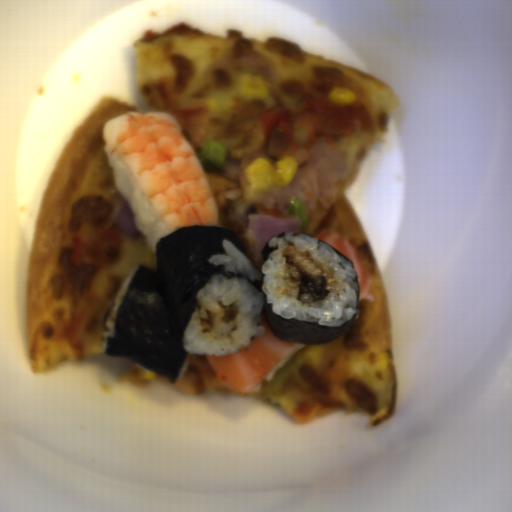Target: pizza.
<instances>
[{"mask_svg": "<svg viewBox=\"0 0 512 512\" xmlns=\"http://www.w3.org/2000/svg\"><path fill=\"white\" fill-rule=\"evenodd\" d=\"M134 79L148 112H165L198 159L208 141L227 151L220 170H202L218 207L219 226L237 232L246 251L251 245L248 218L272 213L287 218L293 198L306 206L299 235L316 237L328 229L359 255L375 296L359 299L350 329L334 342L306 345L279 368L261 391L248 398L275 405L294 423L330 412H349L378 428L394 414L397 397L394 345L379 268L363 228L347 200L372 145L396 116V92L372 74L340 61L305 52L279 37L258 40L230 29L226 36L176 23L163 32L146 31L133 49ZM242 74H260L269 96L249 100L240 93ZM334 87L353 91L370 109L373 124L333 144H312L306 166L288 186L270 187L257 202L244 199L243 170L261 154L259 116L267 108L304 109L308 100L328 98ZM200 392L236 394L216 374Z\"/></svg>", "mask_w": 512, "mask_h": 512, "instance_id": "pizza-1", "label": "pizza"}, {"mask_svg": "<svg viewBox=\"0 0 512 512\" xmlns=\"http://www.w3.org/2000/svg\"><path fill=\"white\" fill-rule=\"evenodd\" d=\"M130 111L138 112L121 98L102 97L70 136L43 189L26 287L37 373L104 352L105 321L125 279L136 266H156L148 238L128 237L111 219L124 197L108 164L104 123Z\"/></svg>", "mask_w": 512, "mask_h": 512, "instance_id": "pizza-2", "label": "pizza"}, {"mask_svg": "<svg viewBox=\"0 0 512 512\" xmlns=\"http://www.w3.org/2000/svg\"><path fill=\"white\" fill-rule=\"evenodd\" d=\"M157 381H169V379L166 376L147 370L133 361L118 376L119 383L139 388Z\"/></svg>", "mask_w": 512, "mask_h": 512, "instance_id": "pizza-3", "label": "pizza"}]
</instances>
